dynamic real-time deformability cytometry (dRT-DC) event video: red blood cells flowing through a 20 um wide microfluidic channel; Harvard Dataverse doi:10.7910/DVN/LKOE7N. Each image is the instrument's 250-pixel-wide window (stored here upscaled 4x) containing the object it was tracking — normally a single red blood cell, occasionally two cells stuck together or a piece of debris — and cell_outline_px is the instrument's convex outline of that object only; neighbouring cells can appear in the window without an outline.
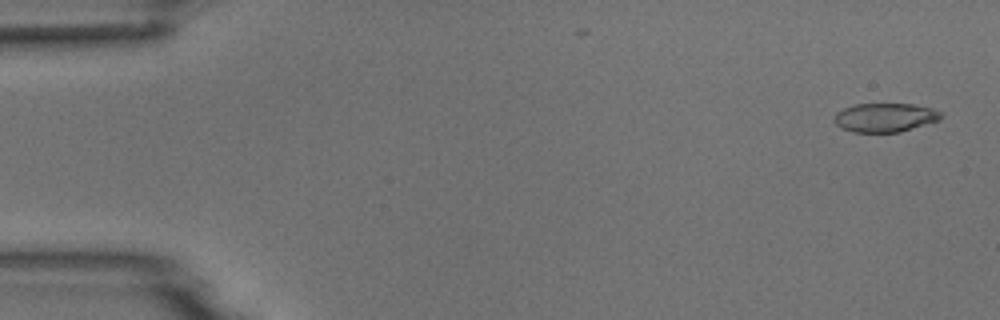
{"species": "common noctule bat (a hibernating species)", "species_latin": "Nyctalus noctula", "temperature_condition": "room temperature", "stored_images_in_passage": 5, "camera_frame_rate_fps": 3000, "um_per_image_px": 0.085, "animal": {"sex": "male", "body_mass_g": 18.8}, "frame": {"image": 1, "passage_image": 1, "time_ms": 0.0, "image_size_px": [1000, 320], "cell_outline_px": [[944, 116], [940, 120], [900, 132], [852, 132], [836, 124], [832, 120], [836, 112], [844, 108], [856, 104], [912, 104], [932, 108], [940, 112]], "centroid_in_image_um": [75.23, 9.99], "position_along_channel_um": 9.8, "area_um2": 17.98}}